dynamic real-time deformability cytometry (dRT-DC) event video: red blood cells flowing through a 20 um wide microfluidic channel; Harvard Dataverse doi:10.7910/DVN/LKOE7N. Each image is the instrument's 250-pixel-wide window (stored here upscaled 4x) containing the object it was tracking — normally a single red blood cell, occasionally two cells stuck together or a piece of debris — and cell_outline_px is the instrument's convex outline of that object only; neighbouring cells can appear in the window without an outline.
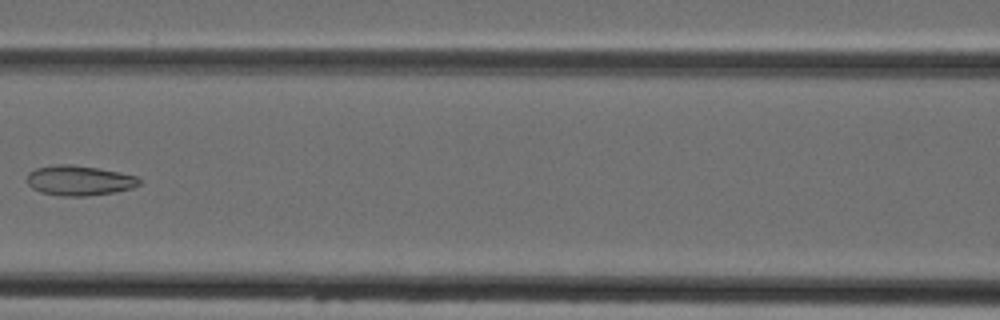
{"species": "Egyptian fruit bat (a non-hibernating species)", "species_latin": "Rousettus aegyptiacus", "temperature_condition": "cold", "stored_images_in_passage": 5, "camera_frame_rate_fps": 3000, "um_per_image_px": 0.085, "animal": {"sex": "female"}, "frame": {"image": 1, "passage_image": 5, "time_ms": 5.333, "image_size_px": [1000, 320], "cell_outline_px": [[140, 184], [132, 188], [116, 192], [88, 196], [60, 196], [40, 192], [32, 188], [28, 184], [28, 172], [36, 168], [52, 164], [72, 164], [120, 172], [136, 176], [140, 180]], "centroid_in_image_um": [6.72, 15.34], "position_along_channel_um": 159.9, "area_um2": 19.77}}